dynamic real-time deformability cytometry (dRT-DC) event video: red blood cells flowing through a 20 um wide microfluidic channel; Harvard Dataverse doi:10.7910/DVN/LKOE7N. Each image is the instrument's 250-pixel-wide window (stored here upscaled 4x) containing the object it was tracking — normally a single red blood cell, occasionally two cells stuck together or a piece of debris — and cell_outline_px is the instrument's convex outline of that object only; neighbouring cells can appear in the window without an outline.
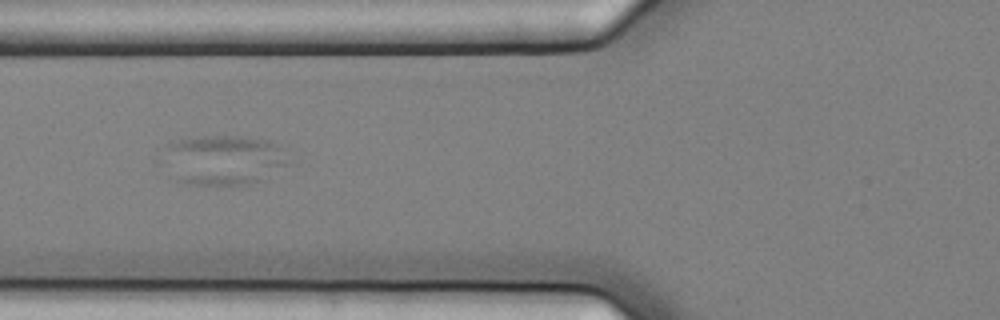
{"species": "common noctule bat (a hibernating species)", "species_latin": "Nyctalus noctula", "temperature_condition": "cold", "stored_images_in_passage": 9, "camera_frame_rate_fps": 3000, "um_per_image_px": 0.085, "animal": {"sex": "female", "body_mass_g": 25.1}, "frame": {"image": 1, "passage_image": 7, "time_ms": 2.0, "image_size_px": [1000, 320], "cell_outline_px": [[292, 164], [260, 180], [248, 184], [192, 184], [176, 180], [164, 152], [164, 144], [168, 140], [204, 136], [240, 136], [272, 140]], "centroid_in_image_um": [19.02, 13.56], "position_along_channel_um": 106.8, "area_um2": 36.18}}
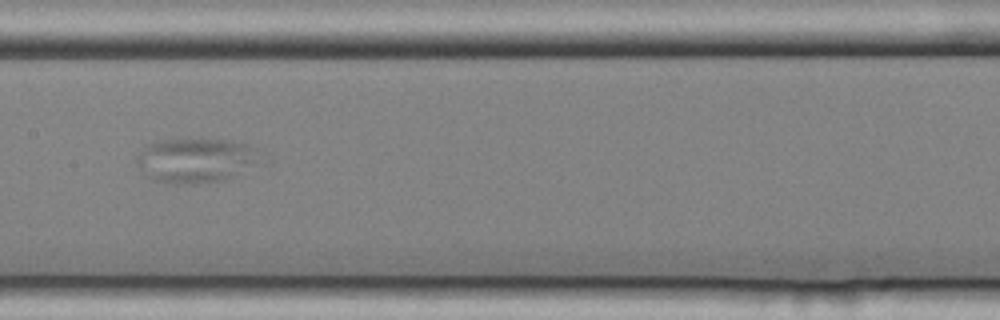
{"frame": {"image": 2, "passage_image": 9, "time_ms": 2.667, "image_size_px": [1000, 320], "cell_outline_px": [[268, 160], [264, 164], [220, 180], [192, 184], [168, 184], [152, 180], [144, 176], [136, 160], [144, 144], [160, 140], [188, 136], [200, 136], [232, 140], [248, 144], [256, 148]], "centroid_in_image_um": [16.72, 13.57], "position_along_channel_um": 190.7, "area_um2": 34.1}}